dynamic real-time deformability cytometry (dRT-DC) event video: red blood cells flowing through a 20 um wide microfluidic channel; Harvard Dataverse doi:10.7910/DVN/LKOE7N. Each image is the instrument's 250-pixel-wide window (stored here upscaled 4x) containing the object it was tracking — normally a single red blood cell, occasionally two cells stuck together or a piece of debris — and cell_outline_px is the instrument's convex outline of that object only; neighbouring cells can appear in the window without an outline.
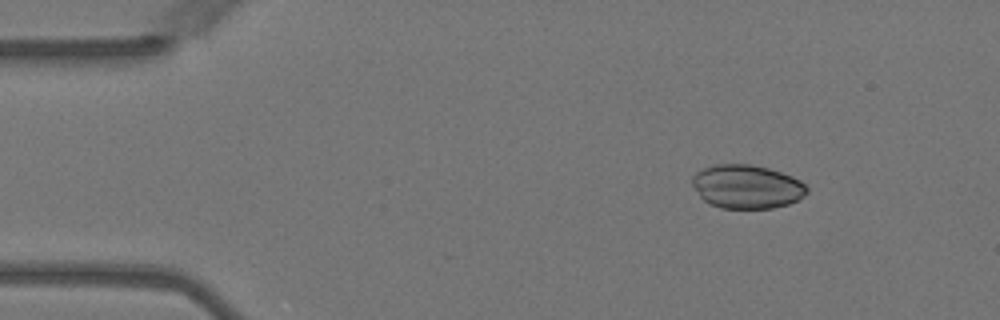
{"species": "Egyptian fruit bat (a non-hibernating species)", "species_latin": "Rousettus aegyptiacus", "temperature_condition": "warm", "stored_images_in_passage": 44, "camera_frame_rate_fps": 3000, "um_per_image_px": 0.085, "animal": {"sex": "female"}, "frame": {"image": 1, "passage_image": 6, "time_ms": 1.667, "image_size_px": [1000, 320], "cell_outline_px": [[808, 192], [804, 196], [788, 204], [772, 208], [720, 208], [708, 204], [700, 196], [692, 184], [692, 176], [696, 172], [704, 168], [716, 164], [752, 164], [768, 168], [792, 176], [800, 180], [808, 188]], "centroid_in_image_um": [63.47, 15.86], "position_along_channel_um": 21.5, "area_um2": 29.25}}
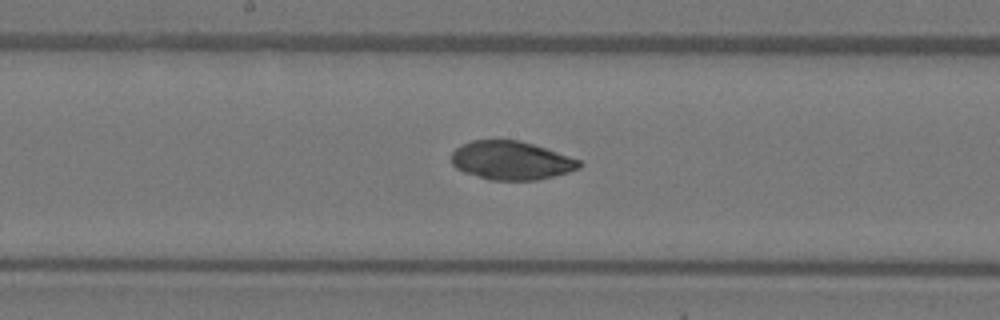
{"frame": {"image": 2, "passage_image": 28, "time_ms": 9.0, "image_size_px": [1000, 320], "cell_outline_px": [[584, 164], [580, 168], [568, 172], [536, 180], [488, 180], [464, 172], [456, 168], [452, 164], [452, 152], [460, 144], [472, 140], [520, 140], [580, 160]], "centroid_in_image_um": [43.42, 13.64], "position_along_channel_um": 204.8, "area_um2": 28.67}}
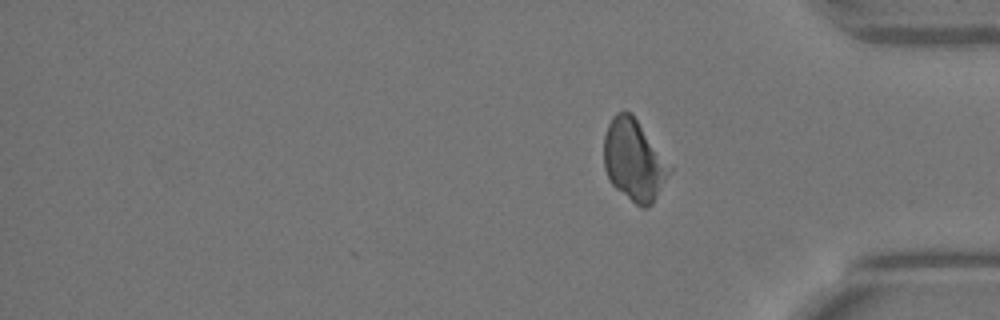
{"frame": {"image": 3, "passage_image": 44, "time_ms": 14.333, "image_size_px": [1000, 320], "cell_outline_px": [[672, 172], [652, 204], [648, 208], [640, 208], [616, 188], [612, 184], [604, 168], [604, 136], [608, 124], [612, 116], [616, 112], [632, 112], [672, 168]], "centroid_in_image_um": [53.89, 13.63], "position_along_channel_um": 381.3, "area_um2": 31.1}, "authors_computed_cell_mechanics": {"area_um2": 29.9115, "velocity_mm_per_s": 3.5306, "shape_relaxation_time_tau1_ms": null, "shape_relaxation_time_tau2_ms": 5.1572, "deformation_change_tau1": null, "deformation_change_tau2": 0.0728}}